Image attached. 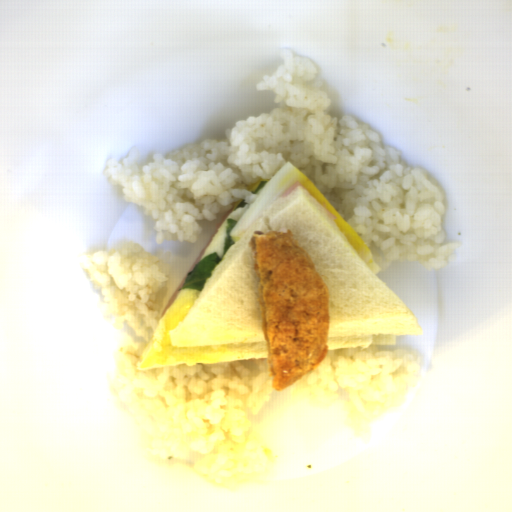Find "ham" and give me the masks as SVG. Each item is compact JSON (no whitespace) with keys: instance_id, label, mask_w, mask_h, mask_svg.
<instances>
[{"instance_id":"ham-2","label":"ham","mask_w":512,"mask_h":512,"mask_svg":"<svg viewBox=\"0 0 512 512\" xmlns=\"http://www.w3.org/2000/svg\"><path fill=\"white\" fill-rule=\"evenodd\" d=\"M298 187H303L304 186L302 185L301 182H295L289 189H287L281 196L283 198H286L287 196H289L292 192H294Z\"/></svg>"},{"instance_id":"ham-1","label":"ham","mask_w":512,"mask_h":512,"mask_svg":"<svg viewBox=\"0 0 512 512\" xmlns=\"http://www.w3.org/2000/svg\"><path fill=\"white\" fill-rule=\"evenodd\" d=\"M231 203V208L229 211H226L223 216L221 217L219 223H217L216 225V229L213 233V235L211 236V238L207 241V243L204 245L203 249L201 250V252L199 253L198 257L196 258V260L194 261V263L192 264L191 268L189 269V271L187 272V274L185 275V277L183 278L182 282L180 283V285L178 286L177 290L175 291V293L173 294L172 298L170 299V301L168 302L167 306L165 307V309L160 313V316L159 318H162L165 314V312L169 309V307L174 303L177 295L180 293V291L182 290L181 289V286L183 285L186 277L188 276L189 272L190 271H193L194 267L200 262L201 258L203 257L204 253L206 252V250L208 249V247L210 246V244L212 243L213 239L215 238V236L217 235V233L219 232V230L221 229V227L223 226L224 222L226 221V219L233 213V209H234V205H235V202H230Z\"/></svg>"}]
</instances>
